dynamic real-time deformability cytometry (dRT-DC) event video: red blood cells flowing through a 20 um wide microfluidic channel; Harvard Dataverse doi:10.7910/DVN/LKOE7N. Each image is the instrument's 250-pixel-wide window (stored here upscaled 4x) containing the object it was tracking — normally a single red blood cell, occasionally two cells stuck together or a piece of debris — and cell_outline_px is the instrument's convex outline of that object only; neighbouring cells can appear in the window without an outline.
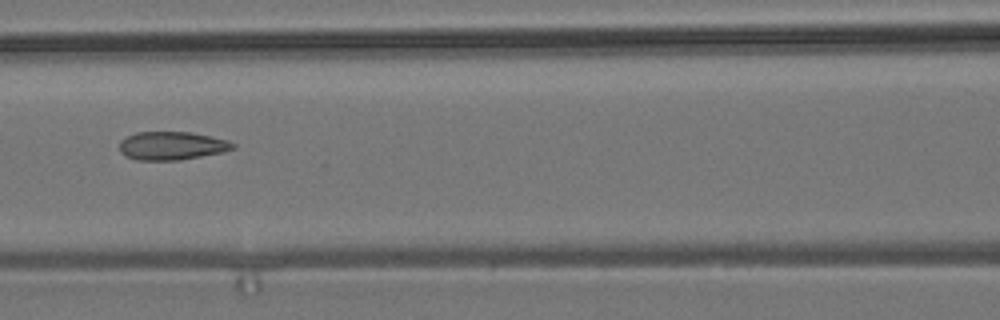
{"species": "common noctule bat (a hibernating species)", "species_latin": "Nyctalus noctula", "temperature_condition": "room temperature", "stored_images_in_passage": 7, "camera_frame_rate_fps": 3000, "um_per_image_px": 0.085, "animal": {"sex": "male", "body_mass_g": 19.2, "forearm_length_mm": 51.8}, "frame": {"image": 1, "passage_image": 7, "time_ms": 7.667, "image_size_px": [1000, 320], "cell_outline_px": [[236, 148], [224, 152], [180, 160], [136, 160], [124, 156], [120, 152], [120, 140], [136, 132], [192, 132], [228, 140], [236, 144]], "centroid_in_image_um": [14.62, 12.39], "position_along_channel_um": 152.0, "area_um2": 18.9}}